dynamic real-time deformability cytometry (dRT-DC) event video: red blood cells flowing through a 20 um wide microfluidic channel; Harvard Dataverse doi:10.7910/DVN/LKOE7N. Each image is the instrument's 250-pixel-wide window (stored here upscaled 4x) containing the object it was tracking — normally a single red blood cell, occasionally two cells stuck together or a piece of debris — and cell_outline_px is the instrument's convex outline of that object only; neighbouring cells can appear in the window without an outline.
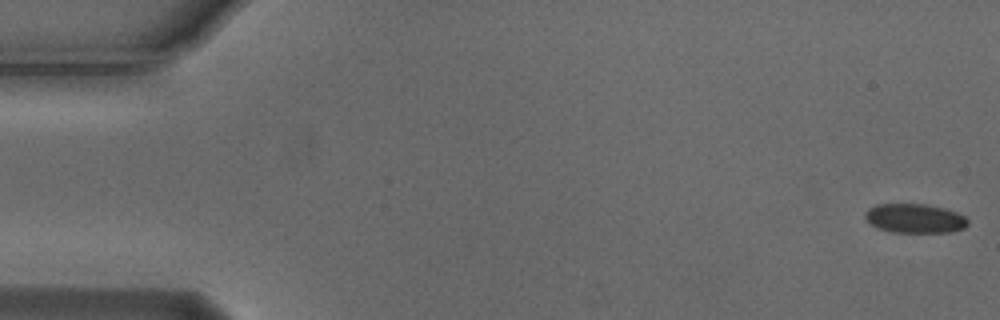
{"species": "Egyptian fruit bat (a non-hibernating species)", "species_latin": "Rousettus aegyptiacus", "temperature_condition": "cold", "stored_images_in_passage": 10, "camera_frame_rate_fps": 3000, "um_per_image_px": 0.085, "animal": {"sex": "male"}, "frame": {"image": 1, "passage_image": 1, "time_ms": 0.0, "image_size_px": [1000, 320], "cell_outline_px": [[968, 224], [964, 228], [948, 232], [892, 232], [880, 228], [872, 224], [864, 216], [868, 208], [876, 204], [924, 204], [944, 208], [956, 212], [964, 216], [968, 220]], "centroid_in_image_um": [77.77, 18.55], "position_along_channel_um": 7.2, "area_um2": 17.28}}